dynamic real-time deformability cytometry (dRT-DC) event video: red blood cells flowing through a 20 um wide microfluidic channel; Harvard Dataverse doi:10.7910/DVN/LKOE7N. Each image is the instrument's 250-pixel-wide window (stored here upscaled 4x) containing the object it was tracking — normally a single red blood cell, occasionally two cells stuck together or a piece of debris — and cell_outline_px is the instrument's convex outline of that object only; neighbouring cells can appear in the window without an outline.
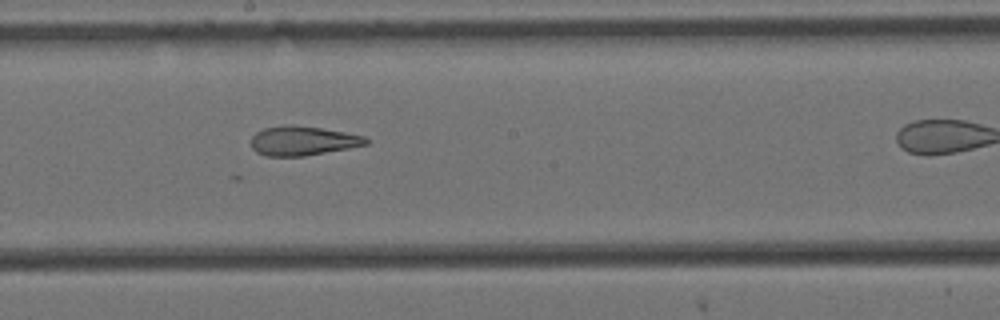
{"species": "Egyptian fruit bat (a non-hibernating species)", "species_latin": "Rousettus aegyptiacus", "temperature_condition": "cold", "stored_images_in_passage": 6, "segment_of_instrument_passage": [1, 2], "camera_frame_rate_fps": 3000, "um_per_image_px": 0.085, "animal": {"sex": "female"}, "frame": {"image": 1, "passage_image": 5, "time_ms": 1.333, "image_size_px": [1000, 320], "cell_outline_px": [[368, 144], [348, 148], [304, 156], [264, 156], [256, 152], [252, 148], [252, 136], [256, 132], [264, 128], [284, 124], [288, 124], [320, 128], [344, 132], [364, 136], [368, 140]], "centroid_in_image_um": [25.7, 11.96], "position_along_channel_um": 222.5, "area_um2": 19.54}}